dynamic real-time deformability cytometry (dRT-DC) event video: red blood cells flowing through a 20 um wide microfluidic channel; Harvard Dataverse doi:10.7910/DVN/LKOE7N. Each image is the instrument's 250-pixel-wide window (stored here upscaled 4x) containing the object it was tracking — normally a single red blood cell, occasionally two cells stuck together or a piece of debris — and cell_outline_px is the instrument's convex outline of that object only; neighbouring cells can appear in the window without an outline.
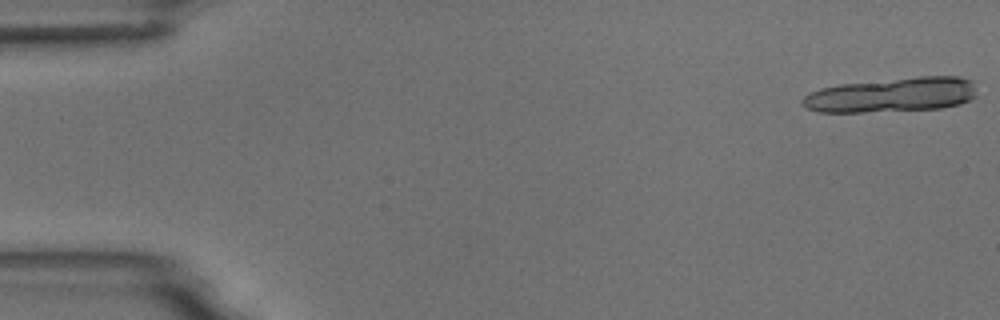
{"species": "common noctule bat (a hibernating species)", "species_latin": "Nyctalus noctula", "temperature_condition": "room temperature", "stored_images_in_passage": 9, "camera_frame_rate_fps": 3000, "um_per_image_px": 0.085, "animal": {"sex": "male", "body_mass_g": 18.8}, "frame": {"image": 1, "passage_image": 1, "time_ms": 0.0, "image_size_px": [1000, 320], "cell_outline_px": [[976, 96], [960, 104], [940, 108], [864, 112], [820, 112], [804, 108], [800, 100], [808, 92], [820, 88], [840, 84], [920, 76], [960, 76], [972, 80]], "centroid_in_image_um": [75.77, 8.06], "position_along_channel_um": 9.2, "area_um2": 35.32}}
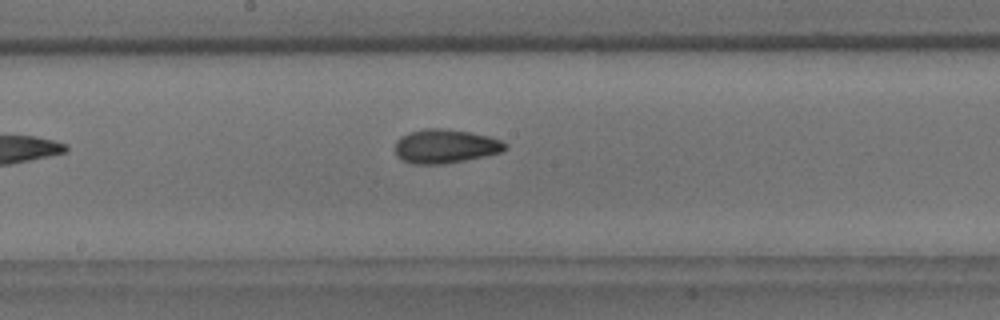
{"frame": {"image": 2, "passage_image": 9, "time_ms": 9.333, "image_size_px": [1000, 320], "cell_outline_px": [[508, 148], [500, 152], [484, 156], [444, 164], [412, 164], [396, 156], [396, 140], [400, 136], [408, 132], [424, 128], [444, 128], [472, 132], [488, 136], [500, 140], [508, 144]], "centroid_in_image_um": [37.84, 12.41], "position_along_channel_um": 210.4, "area_um2": 21.91}}